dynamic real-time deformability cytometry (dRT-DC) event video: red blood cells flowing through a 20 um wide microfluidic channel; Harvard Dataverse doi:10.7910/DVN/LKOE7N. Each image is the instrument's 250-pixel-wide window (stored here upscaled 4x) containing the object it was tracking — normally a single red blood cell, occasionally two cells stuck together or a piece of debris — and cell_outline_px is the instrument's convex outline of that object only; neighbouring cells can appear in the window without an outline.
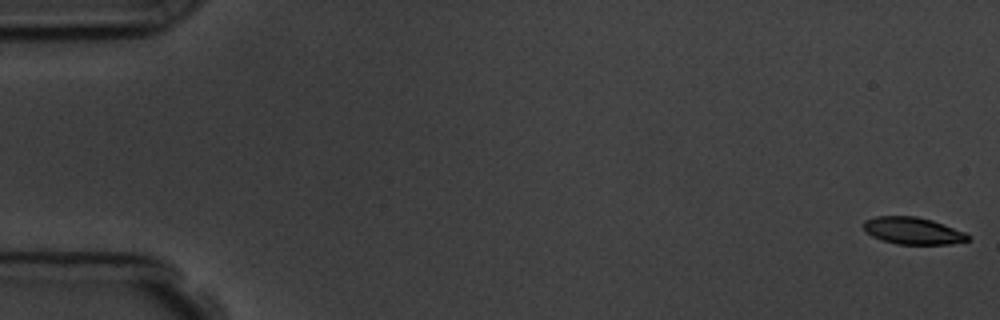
{"species": "common noctule bat (a hibernating species)", "species_latin": "Nyctalus noctula", "temperature_condition": "room temperature", "stored_images_in_passage": 6, "segment_of_instrument_passage": [1, 2], "camera_frame_rate_fps": 3000, "um_per_image_px": 0.085, "animal": {"sex": "male", "body_mass_g": 19.5, "forearm_length_mm": 54.6}, "frame": {"image": 1, "passage_image": 1, "time_ms": 0.0, "image_size_px": [1000, 320], "cell_outline_px": [[972, 236], [968, 240], [948, 244], [896, 244], [872, 236], [864, 228], [864, 220], [876, 216], [916, 216], [932, 220], [964, 232]], "centroid_in_image_um": [77.6, 19.61], "position_along_channel_um": 7.4, "area_um2": 16.24}}